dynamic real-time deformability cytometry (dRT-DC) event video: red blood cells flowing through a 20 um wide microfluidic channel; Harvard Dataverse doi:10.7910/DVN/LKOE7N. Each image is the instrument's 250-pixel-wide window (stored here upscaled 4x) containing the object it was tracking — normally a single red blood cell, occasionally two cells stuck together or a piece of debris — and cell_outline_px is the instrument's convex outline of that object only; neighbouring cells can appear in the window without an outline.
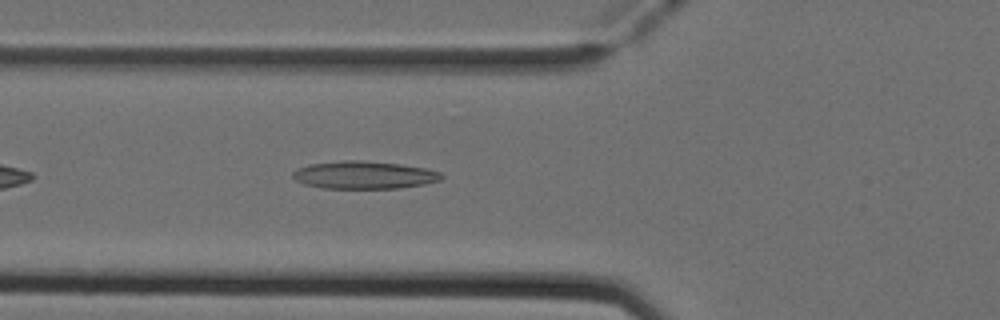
{"species": "Egyptian fruit bat (a non-hibernating species)", "species_latin": "Rousettus aegyptiacus", "temperature_condition": "cold", "stored_images_in_passage": 38, "camera_frame_rate_fps": 3000, "um_per_image_px": 0.085, "animal": {"sex": "female"}, "frame": {"image": 1, "passage_image": 6, "time_ms": 1.667, "image_size_px": [1000, 320], "cell_outline_px": [[444, 176], [440, 180], [424, 184], [400, 188], [324, 188], [304, 184], [296, 180], [292, 176], [292, 172], [296, 168], [308, 164], [340, 160], [360, 160], [400, 164], [428, 168], [440, 172]], "centroid_in_image_um": [30.93, 14.86], "position_along_channel_um": 94.9, "area_um2": 24.16}}
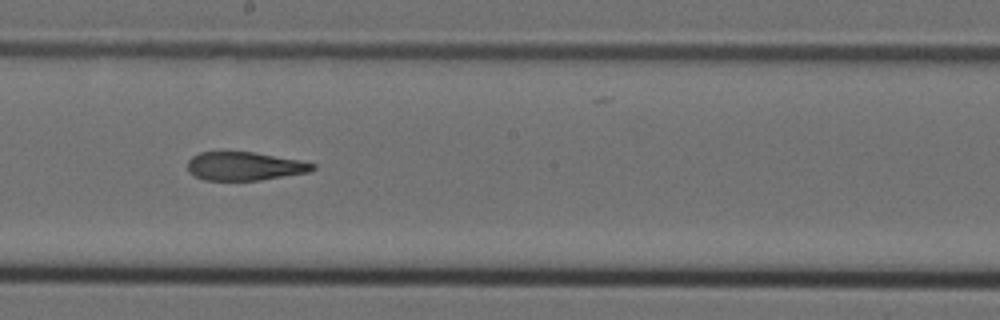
{"frame": {"image": 2, "passage_image": 16, "time_ms": 5.0, "image_size_px": [1000, 320], "cell_outline_px": [[316, 168], [308, 172], [260, 180], [204, 180], [188, 172], [188, 160], [192, 156], [200, 152], [252, 152], [300, 160], [316, 164]], "centroid_in_image_um": [20.78, 14.12], "position_along_channel_um": 227.4, "area_um2": 20.63}}
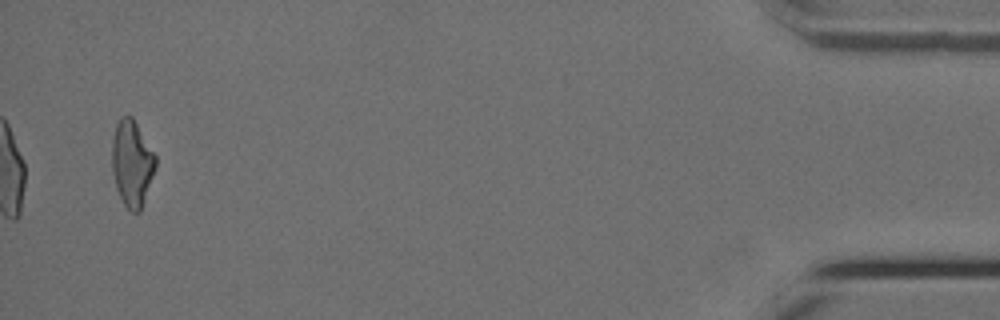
{"frame": {"image": 3, "passage_image": 37, "time_ms": 12.0, "image_size_px": [1000, 320], "cell_outline_px": [[156, 164], [140, 212], [132, 212], [124, 204], [116, 188], [112, 168], [112, 140], [116, 124], [120, 116], [132, 116], [156, 156]], "centroid_in_image_um": [11.2, 13.85], "position_along_channel_um": 424.0, "area_um2": 21.56}, "authors_computed_cell_mechanics": {"area_um2": 22.0796, "velocity_mm_per_s": 3.9556, "shape_relaxation_time_tau1_ms": 5.1712, "shape_relaxation_time_tau2_ms": 2.7061, "deformation_change_tau1": 0.1896, "deformation_change_tau2": 0.1364}}